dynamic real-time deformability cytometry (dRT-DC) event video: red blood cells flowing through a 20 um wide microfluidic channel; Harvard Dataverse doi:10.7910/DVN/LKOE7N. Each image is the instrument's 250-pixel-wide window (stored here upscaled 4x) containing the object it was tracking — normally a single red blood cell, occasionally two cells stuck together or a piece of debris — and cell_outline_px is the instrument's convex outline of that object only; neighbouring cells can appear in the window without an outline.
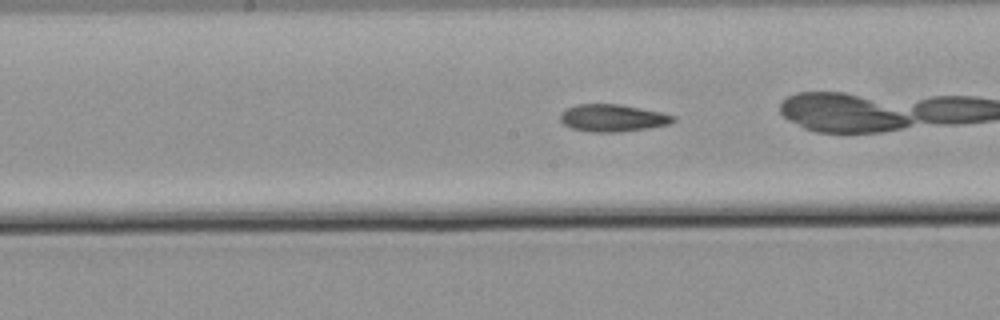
{"species": "common noctule bat (a hibernating species)", "species_latin": "Nyctalus noctula", "temperature_condition": "warm", "stored_images_in_passage": 29, "camera_frame_rate_fps": 3000, "um_per_image_px": 0.085, "animal": {"sex": "male", "body_mass_g": 21.5, "forearm_length_mm": 52.0}, "frame": {"image": 1, "passage_image": 13, "time_ms": 4.0, "image_size_px": [1000, 320], "cell_outline_px": [[676, 120], [668, 124], [648, 128], [620, 132], [592, 132], [572, 128], [564, 124], [560, 120], [560, 112], [576, 104], [620, 104], [660, 112], [676, 116]], "centroid_in_image_um": [52.07, 10.02], "position_along_channel_um": 196.1, "area_um2": 17.92}}